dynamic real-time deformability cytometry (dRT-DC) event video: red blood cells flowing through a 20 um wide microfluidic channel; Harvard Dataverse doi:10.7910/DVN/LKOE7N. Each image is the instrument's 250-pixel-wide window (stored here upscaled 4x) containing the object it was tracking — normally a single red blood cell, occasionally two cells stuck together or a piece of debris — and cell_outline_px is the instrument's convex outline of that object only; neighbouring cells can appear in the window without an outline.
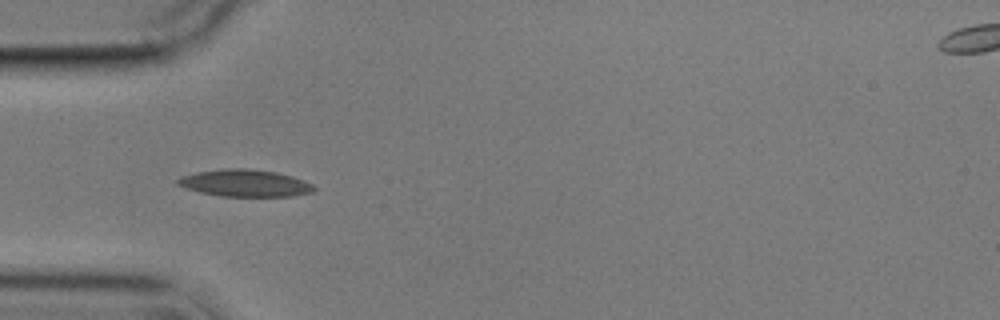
{"species": "common noctule bat (a hibernating species)", "species_latin": "Nyctalus noctula", "temperature_condition": "cold", "stored_images_in_passage": 4, "camera_frame_rate_fps": 3000, "um_per_image_px": 0.085, "animal": {"sex": "male", "body_mass_g": 17.9}, "frame": {"image": 1, "passage_image": 3, "time_ms": 3.333, "image_size_px": [1000, 320], "cell_outline_px": [[316, 188], [312, 192], [292, 196], [220, 196], [200, 192], [176, 184], [176, 180], [184, 176], [196, 172], [224, 168], [248, 168], [276, 172], [292, 176], [304, 180], [312, 184]], "centroid_in_image_um": [20.84, 15.56], "position_along_channel_um": 64.2, "area_um2": 21.39}}
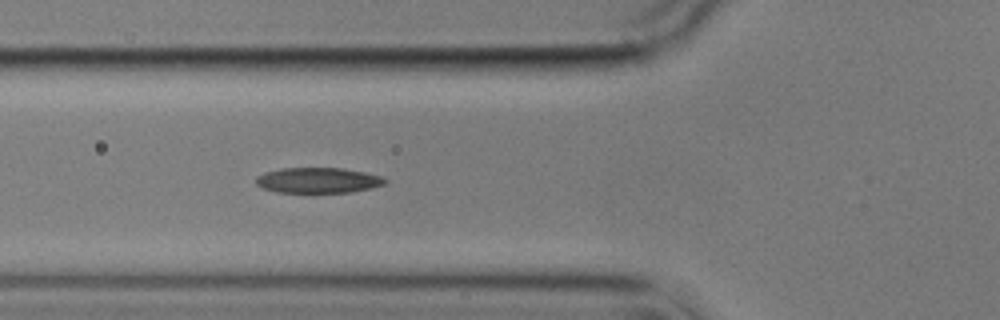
{"frame": {"image": 2, "passage_image": 4, "time_ms": 4.333, "image_size_px": [1000, 320], "cell_outline_px": [[388, 180], [384, 184], [352, 192], [276, 192], [264, 188], [256, 184], [256, 176], [264, 172], [280, 168], [340, 168], [364, 172], [380, 176]], "centroid_in_image_um": [26.99, 15.32], "position_along_channel_um": 98.8, "area_um2": 18.96}}